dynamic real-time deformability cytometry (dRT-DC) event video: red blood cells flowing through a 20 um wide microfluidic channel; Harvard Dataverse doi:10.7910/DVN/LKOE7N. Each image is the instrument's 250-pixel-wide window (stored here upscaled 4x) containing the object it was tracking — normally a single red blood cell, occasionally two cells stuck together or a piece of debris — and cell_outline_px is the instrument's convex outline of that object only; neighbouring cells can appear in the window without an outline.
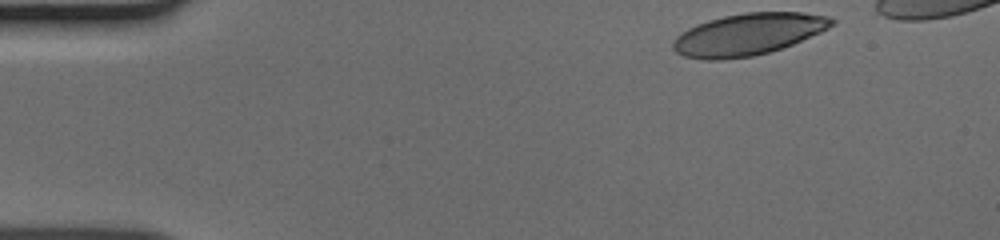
{"species": "human", "species_latin": "Homo sapiens", "temperature_condition": "cold", "stored_images_in_passage": 38, "camera_frame_rate_fps": 3000, "um_per_image_px": 0.085, "donor": {"sex": "male"}, "frame": {"image": 1, "passage_image": 1, "time_ms": 0.0, "image_size_px": [1000, 240], "cell_outline_px": [[836, 24], [820, 32], [792, 44], [768, 52], [752, 56], [720, 60], [704, 60], [684, 56], [676, 52], [672, 48], [672, 40], [680, 32], [696, 24], [708, 20], [724, 16], [744, 12], [804, 12], [832, 16], [836, 20]], "centroid_in_image_um": [63.58, 2.9], "position_along_channel_um": 21.4, "area_um2": 38.9}}
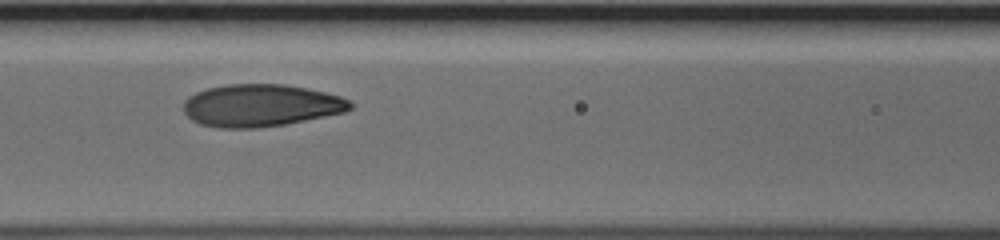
{"frame": {"image": 2, "passage_image": 17, "time_ms": 5.333, "image_size_px": [1000, 240], "cell_outline_px": [[352, 108], [344, 112], [284, 124], [256, 128], [216, 128], [200, 124], [192, 120], [184, 112], [184, 100], [188, 96], [196, 92], [208, 88], [228, 84], [284, 84], [324, 92], [340, 96], [348, 100], [352, 104]], "centroid_in_image_um": [22.12, 8.96], "position_along_channel_um": 144.5, "area_um2": 40.92}}
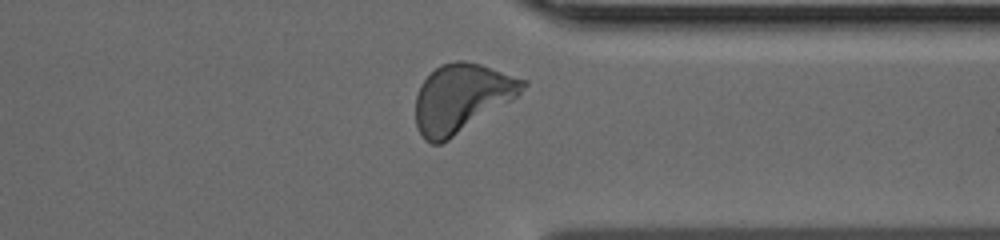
{"frame": {"image": 3, "passage_image": 34, "time_ms": 11.0, "image_size_px": [1000, 240], "cell_outline_px": [[528, 84], [512, 100], [448, 140], [440, 144], [432, 144], [424, 140], [416, 128], [416, 96], [420, 84], [440, 64], [456, 60], [464, 60], [480, 64], [528, 80]], "centroid_in_image_um": [39.22, 8.33], "position_along_channel_um": 372.2, "area_um2": 42.54}}